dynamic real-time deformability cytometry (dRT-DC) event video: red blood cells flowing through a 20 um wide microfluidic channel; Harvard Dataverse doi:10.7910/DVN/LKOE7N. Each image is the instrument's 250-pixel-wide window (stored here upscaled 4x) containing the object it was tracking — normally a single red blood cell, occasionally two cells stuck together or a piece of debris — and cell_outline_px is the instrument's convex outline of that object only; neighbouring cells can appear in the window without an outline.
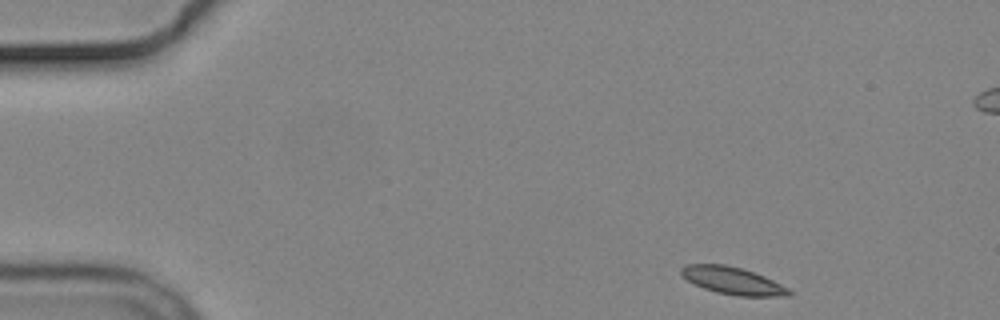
{"species": "common noctule bat (a hibernating species)", "species_latin": "Nyctalus noctula", "temperature_condition": "cold", "stored_images_in_passage": 5, "camera_frame_rate_fps": 3000, "um_per_image_px": 0.085, "animal": {"sex": "male", "body_mass_g": 19.2, "forearm_length_mm": 51.8}, "frame": {"image": 1, "passage_image": 1, "time_ms": 0.0, "image_size_px": [1000, 320], "cell_outline_px": [[792, 296], [740, 296], [716, 292], [704, 288], [688, 280], [680, 272], [680, 268], [684, 264], [724, 264], [740, 268], [764, 276], [788, 288], [792, 292]], "centroid_in_image_um": [62.28, 23.86], "position_along_channel_um": 22.7, "area_um2": 16.94}}
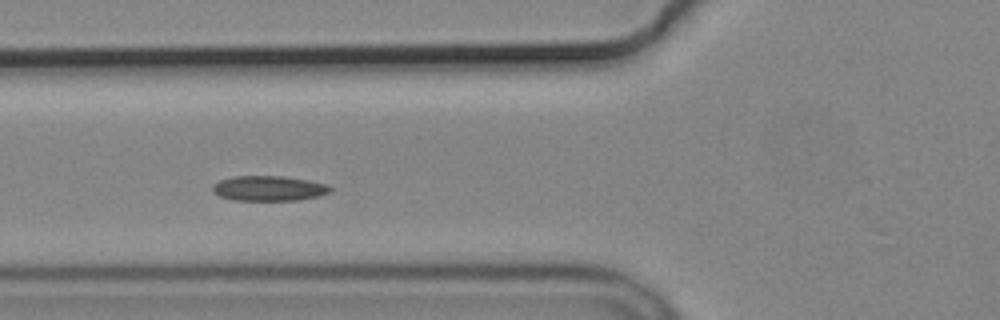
{"frame": {"image": 2, "passage_image": 5, "time_ms": 4.667, "image_size_px": [1000, 320], "cell_outline_px": [[332, 192], [320, 196], [300, 200], [232, 200], [220, 196], [212, 192], [212, 184], [220, 180], [232, 176], [284, 176], [308, 180], [328, 184], [332, 188]], "centroid_in_image_um": [22.87, 16.01], "position_along_channel_um": 102.9, "area_um2": 17.46}}